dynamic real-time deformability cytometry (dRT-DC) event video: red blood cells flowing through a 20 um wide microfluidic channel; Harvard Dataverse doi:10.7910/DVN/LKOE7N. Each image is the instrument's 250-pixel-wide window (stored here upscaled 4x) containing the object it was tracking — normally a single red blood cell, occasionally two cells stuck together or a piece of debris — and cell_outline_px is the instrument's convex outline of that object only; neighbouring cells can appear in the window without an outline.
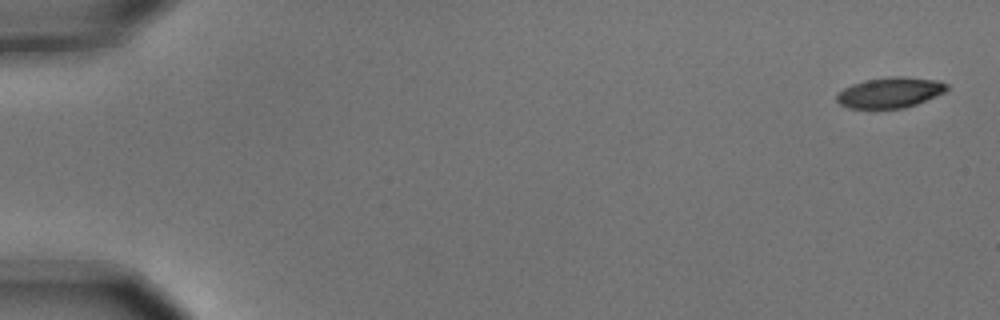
{"species": "common noctule bat (a hibernating species)", "species_latin": "Nyctalus noctula", "temperature_condition": "cold", "stored_images_in_passage": 10, "camera_frame_rate_fps": 3000, "um_per_image_px": 0.085, "animal": {"sex": "male", "body_mass_g": 15.6}, "frame": {"image": 1, "passage_image": 1, "time_ms": 0.0, "image_size_px": [1000, 320], "cell_outline_px": [[948, 88], [944, 92], [936, 96], [916, 104], [904, 108], [848, 108], [840, 104], [836, 100], [836, 96], [844, 88], [852, 84], [864, 80], [888, 76], [904, 76], [936, 80], [948, 84]], "centroid_in_image_um": [75.65, 7.85], "position_along_channel_um": 9.4, "area_um2": 19.59}}
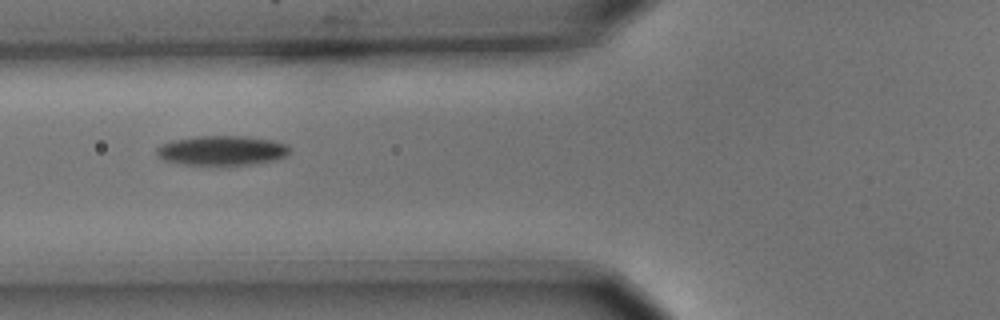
{"frame": {"image": 2, "passage_image": 6, "time_ms": 1.667, "image_size_px": [1000, 320], "cell_outline_px": [[292, 148], [284, 156], [272, 160], [256, 164], [184, 164], [164, 160], [156, 152], [156, 148], [160, 144], [172, 140], [196, 136], [248, 136], [272, 140], [288, 144]], "centroid_in_image_um": [18.87, 12.77], "position_along_channel_um": 106.9, "area_um2": 22.83}}
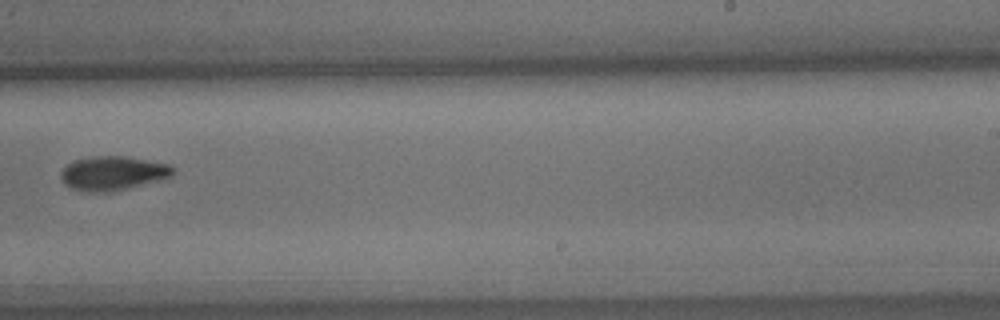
{"frame": {"image": 3, "passage_image": 10, "time_ms": 3.0, "image_size_px": [1000, 320], "cell_outline_px": [[176, 172], [172, 176], [116, 192], [88, 192], [72, 188], [64, 184], [60, 176], [60, 172], [72, 160], [92, 156], [120, 156], [168, 164], [176, 168]], "centroid_in_image_um": [9.58, 14.74], "position_along_channel_um": 279.4, "area_um2": 22.37}}